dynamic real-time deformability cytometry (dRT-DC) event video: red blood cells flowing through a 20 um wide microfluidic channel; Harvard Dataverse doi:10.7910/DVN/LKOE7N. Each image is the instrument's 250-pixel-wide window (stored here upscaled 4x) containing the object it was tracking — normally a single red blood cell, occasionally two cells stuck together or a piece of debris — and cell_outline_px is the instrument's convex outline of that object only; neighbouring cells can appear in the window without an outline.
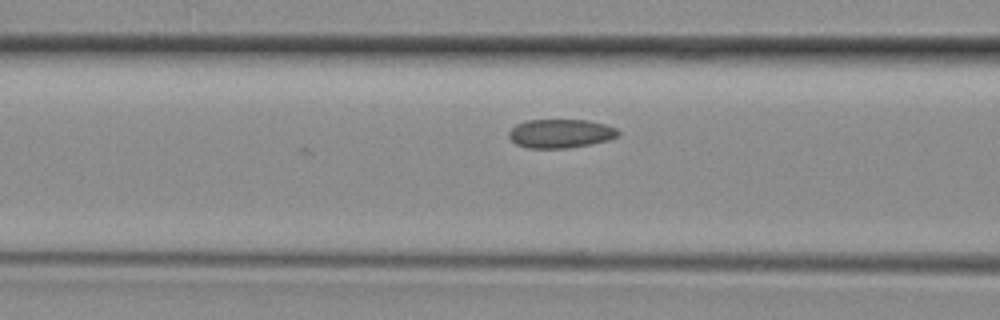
{"species": "common noctule bat (a hibernating species)", "species_latin": "Nyctalus noctula", "temperature_condition": "room temperature", "stored_images_in_passage": 5, "camera_frame_rate_fps": 3000, "um_per_image_px": 0.085, "animal": {"sex": "female", "body_mass_g": 29.2, "forearm_length_mm": 56.3}, "frame": {"image": 1, "passage_image": 4, "time_ms": 1.0, "image_size_px": [1000, 320], "cell_outline_px": [[620, 136], [608, 140], [592, 144], [568, 148], [528, 148], [516, 144], [508, 136], [508, 132], [516, 124], [528, 120], [588, 120], [604, 124], [616, 128], [620, 132]], "centroid_in_image_um": [47.66, 11.35], "position_along_channel_um": 118.9, "area_um2": 18.44}}